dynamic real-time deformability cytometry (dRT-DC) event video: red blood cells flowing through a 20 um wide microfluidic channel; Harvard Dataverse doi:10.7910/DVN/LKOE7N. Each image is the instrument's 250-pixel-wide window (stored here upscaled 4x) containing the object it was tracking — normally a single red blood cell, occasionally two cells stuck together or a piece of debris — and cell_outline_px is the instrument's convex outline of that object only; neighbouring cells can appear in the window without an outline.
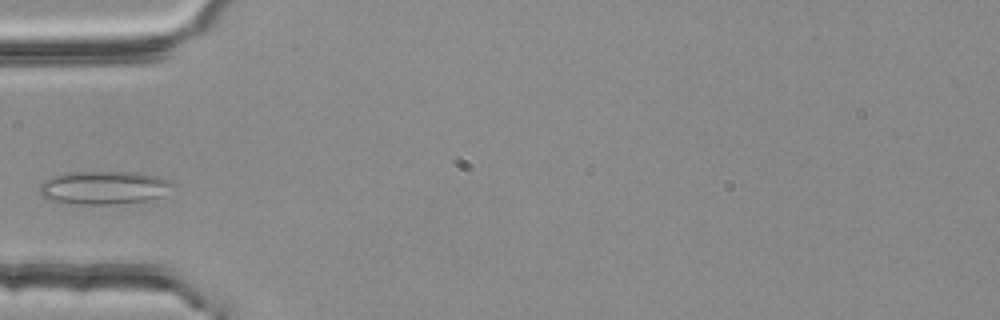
{"species": "common noctule bat (a hibernating species)", "species_latin": "Nyctalus noctula", "temperature_condition": "room temperature", "stored_images_in_passage": 2, "camera_frame_rate_fps": 3000, "um_per_image_px": 0.085, "animal": {"sex": "female", "body_mass_g": 25.1}, "frame": {"image": 1, "passage_image": 2, "time_ms": 0.333, "image_size_px": [1000, 320], "cell_outline_px": [[176, 184], [160, 196], [148, 200], [116, 204], [80, 204], [52, 200], [40, 196], [40, 184], [44, 180], [68, 172], [136, 172], [156, 176], [172, 180]], "centroid_in_image_um": [8.86, 15.94], "position_along_channel_um": 76.1, "area_um2": 25.66}}